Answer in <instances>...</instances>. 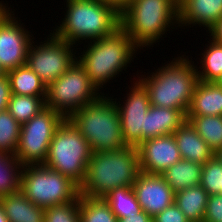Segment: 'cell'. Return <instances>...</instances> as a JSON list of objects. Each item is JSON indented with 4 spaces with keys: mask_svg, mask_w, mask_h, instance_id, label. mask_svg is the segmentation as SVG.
<instances>
[{
    "mask_svg": "<svg viewBox=\"0 0 222 222\" xmlns=\"http://www.w3.org/2000/svg\"><path fill=\"white\" fill-rule=\"evenodd\" d=\"M181 53L184 54H177L152 73L144 72L143 75L142 71L140 75L137 71L136 78L148 90L150 105L178 109L187 115L199 80L193 57Z\"/></svg>",
    "mask_w": 222,
    "mask_h": 222,
    "instance_id": "obj_1",
    "label": "cell"
},
{
    "mask_svg": "<svg viewBox=\"0 0 222 222\" xmlns=\"http://www.w3.org/2000/svg\"><path fill=\"white\" fill-rule=\"evenodd\" d=\"M66 12L51 31L57 38L81 45L113 34L121 27L120 13L98 0H65ZM87 40V41H86ZM78 43V44H77Z\"/></svg>",
    "mask_w": 222,
    "mask_h": 222,
    "instance_id": "obj_2",
    "label": "cell"
},
{
    "mask_svg": "<svg viewBox=\"0 0 222 222\" xmlns=\"http://www.w3.org/2000/svg\"><path fill=\"white\" fill-rule=\"evenodd\" d=\"M83 51L77 53L78 62L84 67L91 82L102 92L110 80L127 72L141 50L120 27L110 36L86 42ZM138 51V52H137ZM130 64V65H129Z\"/></svg>",
    "mask_w": 222,
    "mask_h": 222,
    "instance_id": "obj_3",
    "label": "cell"
},
{
    "mask_svg": "<svg viewBox=\"0 0 222 222\" xmlns=\"http://www.w3.org/2000/svg\"><path fill=\"white\" fill-rule=\"evenodd\" d=\"M140 172L136 146L93 152L87 164L85 179L79 186V195L103 198L115 188L132 187Z\"/></svg>",
    "mask_w": 222,
    "mask_h": 222,
    "instance_id": "obj_4",
    "label": "cell"
},
{
    "mask_svg": "<svg viewBox=\"0 0 222 222\" xmlns=\"http://www.w3.org/2000/svg\"><path fill=\"white\" fill-rule=\"evenodd\" d=\"M120 21L139 50L150 49L168 31L179 28V7L171 0H131L120 13Z\"/></svg>",
    "mask_w": 222,
    "mask_h": 222,
    "instance_id": "obj_5",
    "label": "cell"
},
{
    "mask_svg": "<svg viewBox=\"0 0 222 222\" xmlns=\"http://www.w3.org/2000/svg\"><path fill=\"white\" fill-rule=\"evenodd\" d=\"M106 94V95H105ZM102 94L74 112L68 119L89 143L93 152L125 148L121 119L112 95Z\"/></svg>",
    "mask_w": 222,
    "mask_h": 222,
    "instance_id": "obj_6",
    "label": "cell"
},
{
    "mask_svg": "<svg viewBox=\"0 0 222 222\" xmlns=\"http://www.w3.org/2000/svg\"><path fill=\"white\" fill-rule=\"evenodd\" d=\"M92 153L87 140L66 118L53 135L43 165L67 176L80 186L85 179Z\"/></svg>",
    "mask_w": 222,
    "mask_h": 222,
    "instance_id": "obj_7",
    "label": "cell"
},
{
    "mask_svg": "<svg viewBox=\"0 0 222 222\" xmlns=\"http://www.w3.org/2000/svg\"><path fill=\"white\" fill-rule=\"evenodd\" d=\"M20 191L43 208L67 203L79 196L75 182L43 164L23 166Z\"/></svg>",
    "mask_w": 222,
    "mask_h": 222,
    "instance_id": "obj_8",
    "label": "cell"
},
{
    "mask_svg": "<svg viewBox=\"0 0 222 222\" xmlns=\"http://www.w3.org/2000/svg\"><path fill=\"white\" fill-rule=\"evenodd\" d=\"M102 94L91 82L84 67L76 60L68 70L46 87L45 107L69 118Z\"/></svg>",
    "mask_w": 222,
    "mask_h": 222,
    "instance_id": "obj_9",
    "label": "cell"
},
{
    "mask_svg": "<svg viewBox=\"0 0 222 222\" xmlns=\"http://www.w3.org/2000/svg\"><path fill=\"white\" fill-rule=\"evenodd\" d=\"M65 119L61 113L45 107L21 125L14 156L23 166L44 164L53 135Z\"/></svg>",
    "mask_w": 222,
    "mask_h": 222,
    "instance_id": "obj_10",
    "label": "cell"
},
{
    "mask_svg": "<svg viewBox=\"0 0 222 222\" xmlns=\"http://www.w3.org/2000/svg\"><path fill=\"white\" fill-rule=\"evenodd\" d=\"M46 37L39 44L37 40L31 42L26 65L48 86L73 65L77 60L76 50L82 48L57 38L52 32Z\"/></svg>",
    "mask_w": 222,
    "mask_h": 222,
    "instance_id": "obj_11",
    "label": "cell"
},
{
    "mask_svg": "<svg viewBox=\"0 0 222 222\" xmlns=\"http://www.w3.org/2000/svg\"><path fill=\"white\" fill-rule=\"evenodd\" d=\"M131 87L128 85V92L121 100L119 97L114 99L119 111L121 119V129L124 142L127 146H138L142 143V129H144L145 114L150 107L148 90L144 85L133 75ZM135 80V81H134ZM118 100V101H117ZM122 101V102H120Z\"/></svg>",
    "mask_w": 222,
    "mask_h": 222,
    "instance_id": "obj_12",
    "label": "cell"
},
{
    "mask_svg": "<svg viewBox=\"0 0 222 222\" xmlns=\"http://www.w3.org/2000/svg\"><path fill=\"white\" fill-rule=\"evenodd\" d=\"M14 11L0 23V66L5 72L26 64L29 46L36 39Z\"/></svg>",
    "mask_w": 222,
    "mask_h": 222,
    "instance_id": "obj_13",
    "label": "cell"
},
{
    "mask_svg": "<svg viewBox=\"0 0 222 222\" xmlns=\"http://www.w3.org/2000/svg\"><path fill=\"white\" fill-rule=\"evenodd\" d=\"M140 171L162 175L181 159L174 135H164L143 141L137 146Z\"/></svg>",
    "mask_w": 222,
    "mask_h": 222,
    "instance_id": "obj_14",
    "label": "cell"
},
{
    "mask_svg": "<svg viewBox=\"0 0 222 222\" xmlns=\"http://www.w3.org/2000/svg\"><path fill=\"white\" fill-rule=\"evenodd\" d=\"M132 187L142 210L152 218L174 203L175 192L162 175L140 172Z\"/></svg>",
    "mask_w": 222,
    "mask_h": 222,
    "instance_id": "obj_15",
    "label": "cell"
},
{
    "mask_svg": "<svg viewBox=\"0 0 222 222\" xmlns=\"http://www.w3.org/2000/svg\"><path fill=\"white\" fill-rule=\"evenodd\" d=\"M221 17L222 0H186L179 7V28L199 26L207 32Z\"/></svg>",
    "mask_w": 222,
    "mask_h": 222,
    "instance_id": "obj_16",
    "label": "cell"
},
{
    "mask_svg": "<svg viewBox=\"0 0 222 222\" xmlns=\"http://www.w3.org/2000/svg\"><path fill=\"white\" fill-rule=\"evenodd\" d=\"M186 121V115L178 109L150 105L145 114L142 142L155 137L173 134Z\"/></svg>",
    "mask_w": 222,
    "mask_h": 222,
    "instance_id": "obj_17",
    "label": "cell"
},
{
    "mask_svg": "<svg viewBox=\"0 0 222 222\" xmlns=\"http://www.w3.org/2000/svg\"><path fill=\"white\" fill-rule=\"evenodd\" d=\"M181 159L202 165L215 155L209 145L198 135L191 123L186 120L173 133Z\"/></svg>",
    "mask_w": 222,
    "mask_h": 222,
    "instance_id": "obj_18",
    "label": "cell"
},
{
    "mask_svg": "<svg viewBox=\"0 0 222 222\" xmlns=\"http://www.w3.org/2000/svg\"><path fill=\"white\" fill-rule=\"evenodd\" d=\"M222 116V87L217 82L198 81L186 116Z\"/></svg>",
    "mask_w": 222,
    "mask_h": 222,
    "instance_id": "obj_19",
    "label": "cell"
},
{
    "mask_svg": "<svg viewBox=\"0 0 222 222\" xmlns=\"http://www.w3.org/2000/svg\"><path fill=\"white\" fill-rule=\"evenodd\" d=\"M9 222H44L45 208L32 203L21 191L0 198Z\"/></svg>",
    "mask_w": 222,
    "mask_h": 222,
    "instance_id": "obj_20",
    "label": "cell"
},
{
    "mask_svg": "<svg viewBox=\"0 0 222 222\" xmlns=\"http://www.w3.org/2000/svg\"><path fill=\"white\" fill-rule=\"evenodd\" d=\"M202 164L180 159L162 173L166 183L176 193L177 191L200 184Z\"/></svg>",
    "mask_w": 222,
    "mask_h": 222,
    "instance_id": "obj_21",
    "label": "cell"
},
{
    "mask_svg": "<svg viewBox=\"0 0 222 222\" xmlns=\"http://www.w3.org/2000/svg\"><path fill=\"white\" fill-rule=\"evenodd\" d=\"M208 193L200 186L189 187L175 193V204L190 222H203Z\"/></svg>",
    "mask_w": 222,
    "mask_h": 222,
    "instance_id": "obj_22",
    "label": "cell"
},
{
    "mask_svg": "<svg viewBox=\"0 0 222 222\" xmlns=\"http://www.w3.org/2000/svg\"><path fill=\"white\" fill-rule=\"evenodd\" d=\"M11 93L25 96H46V85L26 64L6 72Z\"/></svg>",
    "mask_w": 222,
    "mask_h": 222,
    "instance_id": "obj_23",
    "label": "cell"
},
{
    "mask_svg": "<svg viewBox=\"0 0 222 222\" xmlns=\"http://www.w3.org/2000/svg\"><path fill=\"white\" fill-rule=\"evenodd\" d=\"M207 39L209 44H205L202 54H198L201 59L197 57L200 60V66L195 65L197 76L202 82H217L222 76V44Z\"/></svg>",
    "mask_w": 222,
    "mask_h": 222,
    "instance_id": "obj_24",
    "label": "cell"
},
{
    "mask_svg": "<svg viewBox=\"0 0 222 222\" xmlns=\"http://www.w3.org/2000/svg\"><path fill=\"white\" fill-rule=\"evenodd\" d=\"M186 120L214 153L222 148V116H186Z\"/></svg>",
    "mask_w": 222,
    "mask_h": 222,
    "instance_id": "obj_25",
    "label": "cell"
},
{
    "mask_svg": "<svg viewBox=\"0 0 222 222\" xmlns=\"http://www.w3.org/2000/svg\"><path fill=\"white\" fill-rule=\"evenodd\" d=\"M22 169L15 156L0 152V198L20 191Z\"/></svg>",
    "mask_w": 222,
    "mask_h": 222,
    "instance_id": "obj_26",
    "label": "cell"
},
{
    "mask_svg": "<svg viewBox=\"0 0 222 222\" xmlns=\"http://www.w3.org/2000/svg\"><path fill=\"white\" fill-rule=\"evenodd\" d=\"M103 198L110 205L111 211L117 219L128 217V215L142 211L133 187L115 188Z\"/></svg>",
    "mask_w": 222,
    "mask_h": 222,
    "instance_id": "obj_27",
    "label": "cell"
},
{
    "mask_svg": "<svg viewBox=\"0 0 222 222\" xmlns=\"http://www.w3.org/2000/svg\"><path fill=\"white\" fill-rule=\"evenodd\" d=\"M45 98L46 96L12 94L7 110L22 125L45 108Z\"/></svg>",
    "mask_w": 222,
    "mask_h": 222,
    "instance_id": "obj_28",
    "label": "cell"
},
{
    "mask_svg": "<svg viewBox=\"0 0 222 222\" xmlns=\"http://www.w3.org/2000/svg\"><path fill=\"white\" fill-rule=\"evenodd\" d=\"M80 222H118L104 198L80 196Z\"/></svg>",
    "mask_w": 222,
    "mask_h": 222,
    "instance_id": "obj_29",
    "label": "cell"
},
{
    "mask_svg": "<svg viewBox=\"0 0 222 222\" xmlns=\"http://www.w3.org/2000/svg\"><path fill=\"white\" fill-rule=\"evenodd\" d=\"M21 125L14 117L4 110L0 112V152L15 155L19 138Z\"/></svg>",
    "mask_w": 222,
    "mask_h": 222,
    "instance_id": "obj_30",
    "label": "cell"
},
{
    "mask_svg": "<svg viewBox=\"0 0 222 222\" xmlns=\"http://www.w3.org/2000/svg\"><path fill=\"white\" fill-rule=\"evenodd\" d=\"M199 185L209 196L222 194V163L215 156L202 166Z\"/></svg>",
    "mask_w": 222,
    "mask_h": 222,
    "instance_id": "obj_31",
    "label": "cell"
},
{
    "mask_svg": "<svg viewBox=\"0 0 222 222\" xmlns=\"http://www.w3.org/2000/svg\"><path fill=\"white\" fill-rule=\"evenodd\" d=\"M44 222H80V195L67 203L45 208Z\"/></svg>",
    "mask_w": 222,
    "mask_h": 222,
    "instance_id": "obj_32",
    "label": "cell"
},
{
    "mask_svg": "<svg viewBox=\"0 0 222 222\" xmlns=\"http://www.w3.org/2000/svg\"><path fill=\"white\" fill-rule=\"evenodd\" d=\"M203 222H222V194L208 197Z\"/></svg>",
    "mask_w": 222,
    "mask_h": 222,
    "instance_id": "obj_33",
    "label": "cell"
},
{
    "mask_svg": "<svg viewBox=\"0 0 222 222\" xmlns=\"http://www.w3.org/2000/svg\"><path fill=\"white\" fill-rule=\"evenodd\" d=\"M154 222H190L175 202L152 218Z\"/></svg>",
    "mask_w": 222,
    "mask_h": 222,
    "instance_id": "obj_34",
    "label": "cell"
},
{
    "mask_svg": "<svg viewBox=\"0 0 222 222\" xmlns=\"http://www.w3.org/2000/svg\"><path fill=\"white\" fill-rule=\"evenodd\" d=\"M11 95L9 77L5 73L0 76V112L7 109Z\"/></svg>",
    "mask_w": 222,
    "mask_h": 222,
    "instance_id": "obj_35",
    "label": "cell"
},
{
    "mask_svg": "<svg viewBox=\"0 0 222 222\" xmlns=\"http://www.w3.org/2000/svg\"><path fill=\"white\" fill-rule=\"evenodd\" d=\"M207 36L214 42L222 44V17L207 31Z\"/></svg>",
    "mask_w": 222,
    "mask_h": 222,
    "instance_id": "obj_36",
    "label": "cell"
},
{
    "mask_svg": "<svg viewBox=\"0 0 222 222\" xmlns=\"http://www.w3.org/2000/svg\"><path fill=\"white\" fill-rule=\"evenodd\" d=\"M152 217L144 210L139 213L128 215V217L118 219V222H151Z\"/></svg>",
    "mask_w": 222,
    "mask_h": 222,
    "instance_id": "obj_37",
    "label": "cell"
},
{
    "mask_svg": "<svg viewBox=\"0 0 222 222\" xmlns=\"http://www.w3.org/2000/svg\"><path fill=\"white\" fill-rule=\"evenodd\" d=\"M102 3L113 6L119 13H121L131 0H98Z\"/></svg>",
    "mask_w": 222,
    "mask_h": 222,
    "instance_id": "obj_38",
    "label": "cell"
},
{
    "mask_svg": "<svg viewBox=\"0 0 222 222\" xmlns=\"http://www.w3.org/2000/svg\"><path fill=\"white\" fill-rule=\"evenodd\" d=\"M12 8L14 7H12L11 5L9 7L7 1L5 3L2 0L0 1V23L13 10Z\"/></svg>",
    "mask_w": 222,
    "mask_h": 222,
    "instance_id": "obj_39",
    "label": "cell"
},
{
    "mask_svg": "<svg viewBox=\"0 0 222 222\" xmlns=\"http://www.w3.org/2000/svg\"><path fill=\"white\" fill-rule=\"evenodd\" d=\"M0 222H9L1 204H0Z\"/></svg>",
    "mask_w": 222,
    "mask_h": 222,
    "instance_id": "obj_40",
    "label": "cell"
},
{
    "mask_svg": "<svg viewBox=\"0 0 222 222\" xmlns=\"http://www.w3.org/2000/svg\"><path fill=\"white\" fill-rule=\"evenodd\" d=\"M214 156L222 163V148L217 150Z\"/></svg>",
    "mask_w": 222,
    "mask_h": 222,
    "instance_id": "obj_41",
    "label": "cell"
},
{
    "mask_svg": "<svg viewBox=\"0 0 222 222\" xmlns=\"http://www.w3.org/2000/svg\"><path fill=\"white\" fill-rule=\"evenodd\" d=\"M175 5L180 7L186 0H171Z\"/></svg>",
    "mask_w": 222,
    "mask_h": 222,
    "instance_id": "obj_42",
    "label": "cell"
},
{
    "mask_svg": "<svg viewBox=\"0 0 222 222\" xmlns=\"http://www.w3.org/2000/svg\"><path fill=\"white\" fill-rule=\"evenodd\" d=\"M6 72L3 70V68L0 66V76L4 75Z\"/></svg>",
    "mask_w": 222,
    "mask_h": 222,
    "instance_id": "obj_43",
    "label": "cell"
},
{
    "mask_svg": "<svg viewBox=\"0 0 222 222\" xmlns=\"http://www.w3.org/2000/svg\"><path fill=\"white\" fill-rule=\"evenodd\" d=\"M217 83L222 87V76H221V78L217 81Z\"/></svg>",
    "mask_w": 222,
    "mask_h": 222,
    "instance_id": "obj_44",
    "label": "cell"
}]
</instances>
